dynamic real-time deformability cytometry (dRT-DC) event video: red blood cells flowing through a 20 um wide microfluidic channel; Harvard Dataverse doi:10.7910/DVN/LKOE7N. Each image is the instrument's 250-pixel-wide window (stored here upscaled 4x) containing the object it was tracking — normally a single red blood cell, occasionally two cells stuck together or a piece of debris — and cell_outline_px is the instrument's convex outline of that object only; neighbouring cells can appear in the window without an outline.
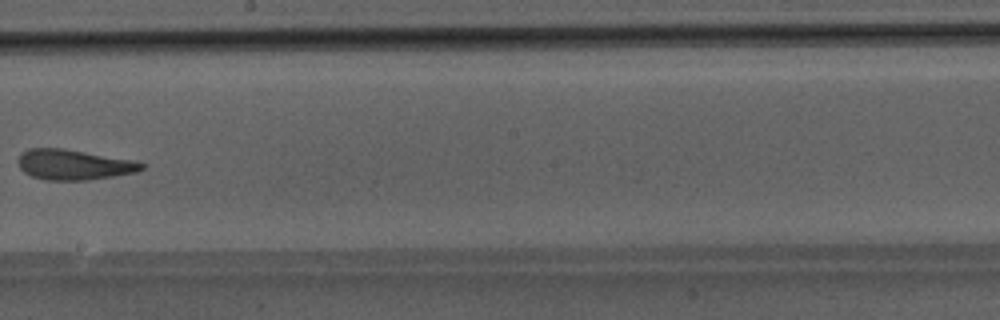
{"species": "Egyptian fruit bat (a non-hibernating species)", "species_latin": "Rousettus aegyptiacus", "temperature_condition": "room temperature", "stored_images_in_passage": 8, "camera_frame_rate_fps": 3000, "um_per_image_px": 0.085, "animal": {"sex": "male"}, "frame": {"image": 1, "passage_image": 8, "time_ms": 8.0, "image_size_px": [1000, 320], "cell_outline_px": [[148, 164], [144, 168], [136, 172], [88, 180], [48, 180], [32, 176], [24, 172], [20, 168], [16, 160], [20, 152], [28, 148], [64, 148], [136, 160]], "centroid_in_image_um": [6.27, 13.98], "position_along_channel_um": 241.9, "area_um2": 22.14}}